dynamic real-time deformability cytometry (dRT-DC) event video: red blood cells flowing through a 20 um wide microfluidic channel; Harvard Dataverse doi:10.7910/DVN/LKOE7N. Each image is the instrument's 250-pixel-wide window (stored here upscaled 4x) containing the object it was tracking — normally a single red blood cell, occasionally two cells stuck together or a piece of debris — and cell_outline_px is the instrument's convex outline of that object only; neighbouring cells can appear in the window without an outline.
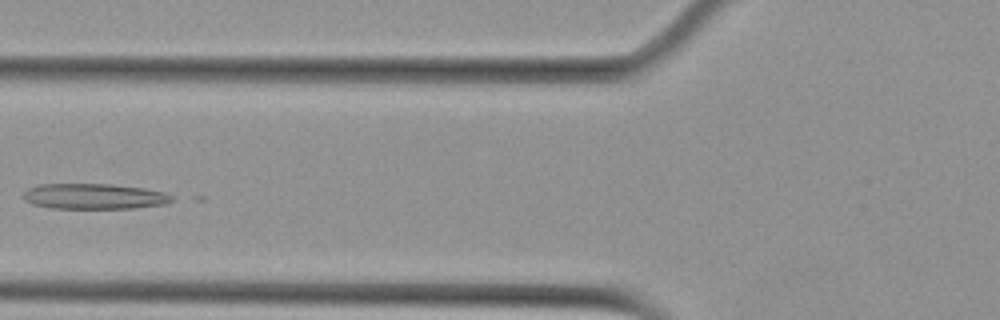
{"species": "Egyptian fruit bat (a non-hibernating species)", "species_latin": "Rousettus aegyptiacus", "temperature_condition": "cold", "stored_images_in_passage": 6, "camera_frame_rate_fps": 3000, "um_per_image_px": 0.085, "animal": {"sex": "female"}, "frame": {"image": 1, "passage_image": 5, "time_ms": 5.667, "image_size_px": [1000, 320], "cell_outline_px": [[172, 200], [168, 204], [136, 208], [52, 208], [32, 204], [24, 200], [24, 192], [28, 188], [40, 184], [112, 184], [144, 188], [164, 192], [172, 196]], "centroid_in_image_um": [8.02, 16.69], "position_along_channel_um": 117.8, "area_um2": 22.14}}
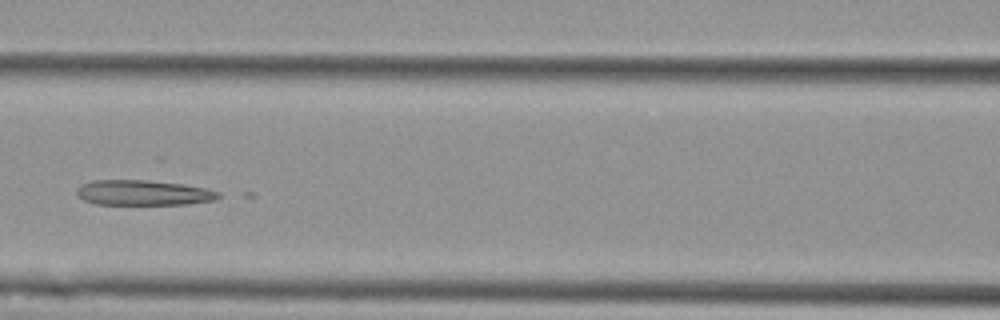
{"frame": {"image": 2, "passage_image": 6, "time_ms": 6.667, "image_size_px": [1000, 320], "cell_outline_px": [[220, 196], [212, 200], [188, 204], [96, 204], [84, 200], [76, 192], [76, 188], [80, 184], [92, 180], [148, 180], [180, 184], [208, 188], [220, 192]], "centroid_in_image_um": [12.16, 16.37], "position_along_channel_um": 154.4, "area_um2": 20.75}}